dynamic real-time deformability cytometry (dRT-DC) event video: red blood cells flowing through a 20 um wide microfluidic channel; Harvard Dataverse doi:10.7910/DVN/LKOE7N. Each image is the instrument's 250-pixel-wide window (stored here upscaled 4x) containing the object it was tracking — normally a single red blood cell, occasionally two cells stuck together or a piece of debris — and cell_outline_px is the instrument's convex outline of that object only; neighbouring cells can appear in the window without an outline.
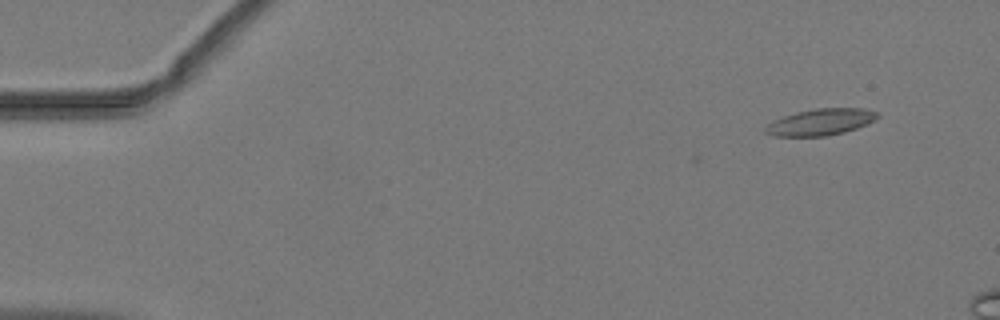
{"species": "common noctule bat (a hibernating species)", "species_latin": "Nyctalus noctula", "temperature_condition": "warm", "stored_images_in_passage": 5, "camera_frame_rate_fps": 3000, "um_per_image_px": 0.085, "animal": {"sex": "male", "body_mass_g": 19.2, "forearm_length_mm": 51.8}, "frame": {"image": 1, "passage_image": 1, "time_ms": 0.0, "image_size_px": [1000, 320], "cell_outline_px": [[880, 116], [876, 120], [868, 124], [844, 132], [824, 136], [772, 136], [764, 132], [764, 128], [772, 120], [796, 112], [816, 108], [864, 108], [880, 112]], "centroid_in_image_um": [69.78, 10.36], "position_along_channel_um": 15.2, "area_um2": 17.51}}